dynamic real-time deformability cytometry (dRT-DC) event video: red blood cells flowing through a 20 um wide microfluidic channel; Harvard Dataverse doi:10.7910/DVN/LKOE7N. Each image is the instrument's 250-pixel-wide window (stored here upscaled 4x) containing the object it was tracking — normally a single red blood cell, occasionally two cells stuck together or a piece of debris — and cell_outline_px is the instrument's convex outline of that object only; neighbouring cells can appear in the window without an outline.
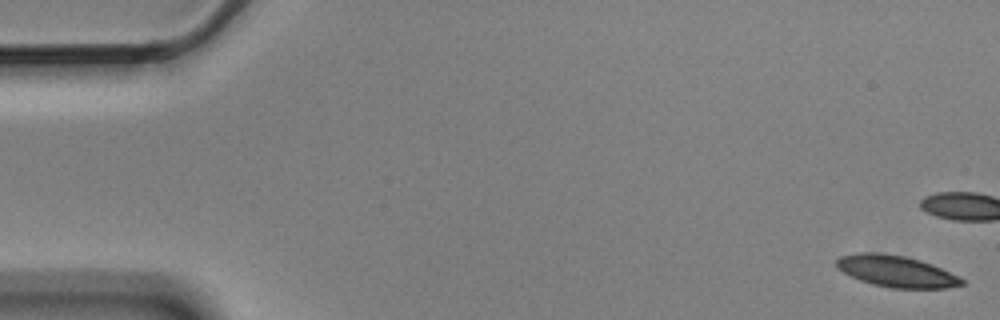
{"species": "Egyptian fruit bat (a non-hibernating species)", "species_latin": "Rousettus aegyptiacus", "temperature_condition": "cold", "stored_images_in_passage": 4, "camera_frame_rate_fps": 3000, "um_per_image_px": 0.085, "animal": {"sex": "male"}, "frame": {"image": 1, "passage_image": 1, "time_ms": 0.0, "image_size_px": [1000, 320], "cell_outline_px": [[964, 284], [948, 288], [892, 288], [872, 284], [860, 280], [836, 268], [836, 260], [840, 256], [856, 252], [880, 252], [904, 256], [920, 260], [932, 264], [964, 280]], "centroid_in_image_um": [76.14, 23.05], "position_along_channel_um": 8.9, "area_um2": 22.89}}